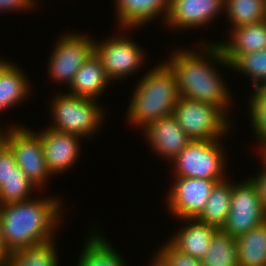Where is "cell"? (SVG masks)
<instances>
[{
  "label": "cell",
  "mask_w": 266,
  "mask_h": 266,
  "mask_svg": "<svg viewBox=\"0 0 266 266\" xmlns=\"http://www.w3.org/2000/svg\"><path fill=\"white\" fill-rule=\"evenodd\" d=\"M266 221L255 185L249 178L239 183H231L230 211L222 230L234 238L247 233Z\"/></svg>",
  "instance_id": "ba28073f"
},
{
  "label": "cell",
  "mask_w": 266,
  "mask_h": 266,
  "mask_svg": "<svg viewBox=\"0 0 266 266\" xmlns=\"http://www.w3.org/2000/svg\"><path fill=\"white\" fill-rule=\"evenodd\" d=\"M253 95H251L249 101V117L254 129L256 140L258 142L259 150L264 151L266 149V85L257 87L253 90Z\"/></svg>",
  "instance_id": "83f0119b"
},
{
  "label": "cell",
  "mask_w": 266,
  "mask_h": 266,
  "mask_svg": "<svg viewBox=\"0 0 266 266\" xmlns=\"http://www.w3.org/2000/svg\"><path fill=\"white\" fill-rule=\"evenodd\" d=\"M218 140H191L171 161L174 177L225 180V152ZM224 152V153H223Z\"/></svg>",
  "instance_id": "8992f818"
},
{
  "label": "cell",
  "mask_w": 266,
  "mask_h": 266,
  "mask_svg": "<svg viewBox=\"0 0 266 266\" xmlns=\"http://www.w3.org/2000/svg\"><path fill=\"white\" fill-rule=\"evenodd\" d=\"M143 131L149 146L168 161L173 160L191 141L173 115L152 121Z\"/></svg>",
  "instance_id": "5bb4252c"
},
{
  "label": "cell",
  "mask_w": 266,
  "mask_h": 266,
  "mask_svg": "<svg viewBox=\"0 0 266 266\" xmlns=\"http://www.w3.org/2000/svg\"><path fill=\"white\" fill-rule=\"evenodd\" d=\"M185 50H176L169 61H165L174 73L179 96L214 105L228 116L227 109L232 103L230 90H227L226 82L221 79L217 67L209 61L213 60L216 64L221 63L220 65L231 68L220 46L217 43L206 45L203 48L205 54L200 51L196 53L191 49Z\"/></svg>",
  "instance_id": "6da1fadb"
},
{
  "label": "cell",
  "mask_w": 266,
  "mask_h": 266,
  "mask_svg": "<svg viewBox=\"0 0 266 266\" xmlns=\"http://www.w3.org/2000/svg\"><path fill=\"white\" fill-rule=\"evenodd\" d=\"M118 25L123 30L139 27L150 23L163 14V20L168 16L170 0H115ZM162 13V14H161Z\"/></svg>",
  "instance_id": "2e32d148"
},
{
  "label": "cell",
  "mask_w": 266,
  "mask_h": 266,
  "mask_svg": "<svg viewBox=\"0 0 266 266\" xmlns=\"http://www.w3.org/2000/svg\"><path fill=\"white\" fill-rule=\"evenodd\" d=\"M3 128H0V146L4 143V141H3Z\"/></svg>",
  "instance_id": "e575fe53"
},
{
  "label": "cell",
  "mask_w": 266,
  "mask_h": 266,
  "mask_svg": "<svg viewBox=\"0 0 266 266\" xmlns=\"http://www.w3.org/2000/svg\"><path fill=\"white\" fill-rule=\"evenodd\" d=\"M184 220L190 223H187L185 227H180L175 236L168 241L179 251L201 260L218 229L197 219H182Z\"/></svg>",
  "instance_id": "ac0fdd59"
},
{
  "label": "cell",
  "mask_w": 266,
  "mask_h": 266,
  "mask_svg": "<svg viewBox=\"0 0 266 266\" xmlns=\"http://www.w3.org/2000/svg\"><path fill=\"white\" fill-rule=\"evenodd\" d=\"M97 101L69 93L54 96L50 109L54 123L50 128L82 138L92 136L104 119V108Z\"/></svg>",
  "instance_id": "277c9868"
},
{
  "label": "cell",
  "mask_w": 266,
  "mask_h": 266,
  "mask_svg": "<svg viewBox=\"0 0 266 266\" xmlns=\"http://www.w3.org/2000/svg\"><path fill=\"white\" fill-rule=\"evenodd\" d=\"M110 81L100 58L94 52L76 72L68 93L96 100Z\"/></svg>",
  "instance_id": "e0dca14e"
},
{
  "label": "cell",
  "mask_w": 266,
  "mask_h": 266,
  "mask_svg": "<svg viewBox=\"0 0 266 266\" xmlns=\"http://www.w3.org/2000/svg\"><path fill=\"white\" fill-rule=\"evenodd\" d=\"M41 137L44 158L51 175L64 172L78 160L82 137L54 130L50 127L38 133Z\"/></svg>",
  "instance_id": "7c38bea8"
},
{
  "label": "cell",
  "mask_w": 266,
  "mask_h": 266,
  "mask_svg": "<svg viewBox=\"0 0 266 266\" xmlns=\"http://www.w3.org/2000/svg\"><path fill=\"white\" fill-rule=\"evenodd\" d=\"M94 53V40L69 33L59 38L49 60V74L56 82L70 85L79 68Z\"/></svg>",
  "instance_id": "9c48e42d"
},
{
  "label": "cell",
  "mask_w": 266,
  "mask_h": 266,
  "mask_svg": "<svg viewBox=\"0 0 266 266\" xmlns=\"http://www.w3.org/2000/svg\"><path fill=\"white\" fill-rule=\"evenodd\" d=\"M16 66L11 62L0 73V111L10 109L30 95V82Z\"/></svg>",
  "instance_id": "d6986e66"
},
{
  "label": "cell",
  "mask_w": 266,
  "mask_h": 266,
  "mask_svg": "<svg viewBox=\"0 0 266 266\" xmlns=\"http://www.w3.org/2000/svg\"><path fill=\"white\" fill-rule=\"evenodd\" d=\"M9 62L3 61L0 59V73L6 68Z\"/></svg>",
  "instance_id": "836d02e7"
},
{
  "label": "cell",
  "mask_w": 266,
  "mask_h": 266,
  "mask_svg": "<svg viewBox=\"0 0 266 266\" xmlns=\"http://www.w3.org/2000/svg\"><path fill=\"white\" fill-rule=\"evenodd\" d=\"M233 68V69H232ZM231 69L251 78L254 89L266 85V49L240 55Z\"/></svg>",
  "instance_id": "484cf974"
},
{
  "label": "cell",
  "mask_w": 266,
  "mask_h": 266,
  "mask_svg": "<svg viewBox=\"0 0 266 266\" xmlns=\"http://www.w3.org/2000/svg\"><path fill=\"white\" fill-rule=\"evenodd\" d=\"M225 0H170L165 24L173 28H197L224 12Z\"/></svg>",
  "instance_id": "4fadbf2b"
},
{
  "label": "cell",
  "mask_w": 266,
  "mask_h": 266,
  "mask_svg": "<svg viewBox=\"0 0 266 266\" xmlns=\"http://www.w3.org/2000/svg\"><path fill=\"white\" fill-rule=\"evenodd\" d=\"M10 256V252L6 248L3 237H2V227H1V217H0V265H4Z\"/></svg>",
  "instance_id": "d6a6232c"
},
{
  "label": "cell",
  "mask_w": 266,
  "mask_h": 266,
  "mask_svg": "<svg viewBox=\"0 0 266 266\" xmlns=\"http://www.w3.org/2000/svg\"><path fill=\"white\" fill-rule=\"evenodd\" d=\"M8 130L3 132V141L13 152L16 164L37 188L44 186L51 173L44 158L40 135L20 125Z\"/></svg>",
  "instance_id": "52a82bcc"
},
{
  "label": "cell",
  "mask_w": 266,
  "mask_h": 266,
  "mask_svg": "<svg viewBox=\"0 0 266 266\" xmlns=\"http://www.w3.org/2000/svg\"><path fill=\"white\" fill-rule=\"evenodd\" d=\"M109 38L101 44L94 40V52L100 58L107 77L113 82L135 72L146 58L137 42L126 35Z\"/></svg>",
  "instance_id": "30bf717a"
},
{
  "label": "cell",
  "mask_w": 266,
  "mask_h": 266,
  "mask_svg": "<svg viewBox=\"0 0 266 266\" xmlns=\"http://www.w3.org/2000/svg\"><path fill=\"white\" fill-rule=\"evenodd\" d=\"M230 30L229 42L218 43L230 65L242 54L266 49V20Z\"/></svg>",
  "instance_id": "9a60e30c"
},
{
  "label": "cell",
  "mask_w": 266,
  "mask_h": 266,
  "mask_svg": "<svg viewBox=\"0 0 266 266\" xmlns=\"http://www.w3.org/2000/svg\"><path fill=\"white\" fill-rule=\"evenodd\" d=\"M18 168L10 148L3 143L0 146V187L13 175Z\"/></svg>",
  "instance_id": "f546056e"
},
{
  "label": "cell",
  "mask_w": 266,
  "mask_h": 266,
  "mask_svg": "<svg viewBox=\"0 0 266 266\" xmlns=\"http://www.w3.org/2000/svg\"><path fill=\"white\" fill-rule=\"evenodd\" d=\"M224 6L233 28L266 20V0H225Z\"/></svg>",
  "instance_id": "d4e9b609"
},
{
  "label": "cell",
  "mask_w": 266,
  "mask_h": 266,
  "mask_svg": "<svg viewBox=\"0 0 266 266\" xmlns=\"http://www.w3.org/2000/svg\"><path fill=\"white\" fill-rule=\"evenodd\" d=\"M172 115L191 140L221 139L231 123L220 108L181 96Z\"/></svg>",
  "instance_id": "5b68a950"
},
{
  "label": "cell",
  "mask_w": 266,
  "mask_h": 266,
  "mask_svg": "<svg viewBox=\"0 0 266 266\" xmlns=\"http://www.w3.org/2000/svg\"><path fill=\"white\" fill-rule=\"evenodd\" d=\"M167 196L169 211L182 219H196L207 203L211 191L218 182L211 179L174 177Z\"/></svg>",
  "instance_id": "8fae6325"
},
{
  "label": "cell",
  "mask_w": 266,
  "mask_h": 266,
  "mask_svg": "<svg viewBox=\"0 0 266 266\" xmlns=\"http://www.w3.org/2000/svg\"><path fill=\"white\" fill-rule=\"evenodd\" d=\"M92 233L85 242L77 266H126L125 260L106 238L104 239L100 234Z\"/></svg>",
  "instance_id": "7402d4cb"
},
{
  "label": "cell",
  "mask_w": 266,
  "mask_h": 266,
  "mask_svg": "<svg viewBox=\"0 0 266 266\" xmlns=\"http://www.w3.org/2000/svg\"><path fill=\"white\" fill-rule=\"evenodd\" d=\"M259 153L264 158L262 162H264L263 167L265 168L262 169L261 173L257 174L258 176L255 177L254 175V177L249 178L253 181L261 205L266 212V154L263 151H259Z\"/></svg>",
  "instance_id": "4dcf8cb0"
},
{
  "label": "cell",
  "mask_w": 266,
  "mask_h": 266,
  "mask_svg": "<svg viewBox=\"0 0 266 266\" xmlns=\"http://www.w3.org/2000/svg\"><path fill=\"white\" fill-rule=\"evenodd\" d=\"M150 263H151L150 264L151 266H159L154 260H153V262L151 261Z\"/></svg>",
  "instance_id": "d590c367"
},
{
  "label": "cell",
  "mask_w": 266,
  "mask_h": 266,
  "mask_svg": "<svg viewBox=\"0 0 266 266\" xmlns=\"http://www.w3.org/2000/svg\"><path fill=\"white\" fill-rule=\"evenodd\" d=\"M36 188L27 175L18 167L13 175L0 187V204L18 203L31 199L30 193L34 192Z\"/></svg>",
  "instance_id": "4316f807"
},
{
  "label": "cell",
  "mask_w": 266,
  "mask_h": 266,
  "mask_svg": "<svg viewBox=\"0 0 266 266\" xmlns=\"http://www.w3.org/2000/svg\"><path fill=\"white\" fill-rule=\"evenodd\" d=\"M127 119L142 129L152 121L173 114L179 99L176 78L163 62L148 71L136 87Z\"/></svg>",
  "instance_id": "3957f363"
},
{
  "label": "cell",
  "mask_w": 266,
  "mask_h": 266,
  "mask_svg": "<svg viewBox=\"0 0 266 266\" xmlns=\"http://www.w3.org/2000/svg\"><path fill=\"white\" fill-rule=\"evenodd\" d=\"M235 239L239 266H266V221Z\"/></svg>",
  "instance_id": "ffe728a7"
},
{
  "label": "cell",
  "mask_w": 266,
  "mask_h": 266,
  "mask_svg": "<svg viewBox=\"0 0 266 266\" xmlns=\"http://www.w3.org/2000/svg\"><path fill=\"white\" fill-rule=\"evenodd\" d=\"M59 201L50 196L0 204L3 242L10 253L54 240L53 232L61 224Z\"/></svg>",
  "instance_id": "7a4b0ae2"
},
{
  "label": "cell",
  "mask_w": 266,
  "mask_h": 266,
  "mask_svg": "<svg viewBox=\"0 0 266 266\" xmlns=\"http://www.w3.org/2000/svg\"><path fill=\"white\" fill-rule=\"evenodd\" d=\"M37 0H0V11H17L34 9Z\"/></svg>",
  "instance_id": "1f68e13d"
},
{
  "label": "cell",
  "mask_w": 266,
  "mask_h": 266,
  "mask_svg": "<svg viewBox=\"0 0 266 266\" xmlns=\"http://www.w3.org/2000/svg\"><path fill=\"white\" fill-rule=\"evenodd\" d=\"M201 262L203 266H239L236 239L222 229H218Z\"/></svg>",
  "instance_id": "603a6c76"
},
{
  "label": "cell",
  "mask_w": 266,
  "mask_h": 266,
  "mask_svg": "<svg viewBox=\"0 0 266 266\" xmlns=\"http://www.w3.org/2000/svg\"><path fill=\"white\" fill-rule=\"evenodd\" d=\"M53 241L11 252L4 266H58V254Z\"/></svg>",
  "instance_id": "cb8c5ba5"
},
{
  "label": "cell",
  "mask_w": 266,
  "mask_h": 266,
  "mask_svg": "<svg viewBox=\"0 0 266 266\" xmlns=\"http://www.w3.org/2000/svg\"><path fill=\"white\" fill-rule=\"evenodd\" d=\"M225 179L213 187L198 221L222 229L228 218L231 201V183Z\"/></svg>",
  "instance_id": "44dd1931"
},
{
  "label": "cell",
  "mask_w": 266,
  "mask_h": 266,
  "mask_svg": "<svg viewBox=\"0 0 266 266\" xmlns=\"http://www.w3.org/2000/svg\"><path fill=\"white\" fill-rule=\"evenodd\" d=\"M163 244L153 257L159 266H203L200 259L179 251L169 241Z\"/></svg>",
  "instance_id": "f1b7e54d"
}]
</instances>
